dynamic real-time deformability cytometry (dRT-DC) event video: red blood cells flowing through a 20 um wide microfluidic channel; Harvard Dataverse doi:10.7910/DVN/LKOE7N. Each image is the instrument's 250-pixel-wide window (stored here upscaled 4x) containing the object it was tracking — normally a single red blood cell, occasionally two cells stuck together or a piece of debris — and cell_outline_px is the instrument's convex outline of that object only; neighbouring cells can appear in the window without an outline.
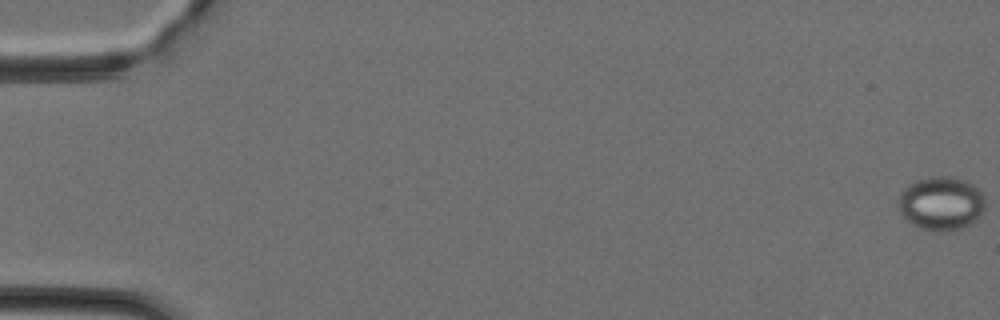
{"species": "Egyptian fruit bat (a non-hibernating species)", "species_latin": "Rousettus aegyptiacus", "temperature_condition": "cold", "stored_images_in_passage": 47, "camera_frame_rate_fps": 3000, "um_per_image_px": 0.085, "animal": {"sex": "female"}, "frame": {"image": 1, "passage_image": 1, "time_ms": 0.0, "image_size_px": [1000, 320], "cell_outline_px": [[984, 212], [980, 220], [972, 224], [960, 228], [940, 232], [936, 232], [920, 228], [912, 224], [900, 212], [900, 192], [908, 184], [916, 180], [932, 176], [956, 176], [972, 184], [984, 196]], "centroid_in_image_um": [80.04, 17.29], "position_along_channel_um": 5.0, "area_um2": 27.4}}
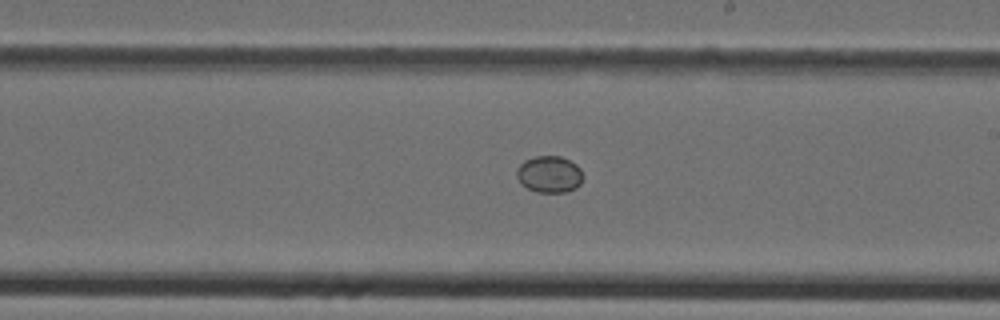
{"frame": {"image": 2, "passage_image": 28, "time_ms": 9.0, "image_size_px": [1000, 320], "cell_outline_px": [[584, 176], [580, 184], [576, 188], [564, 192], [536, 192], [520, 184], [516, 176], [516, 172], [520, 164], [524, 160], [536, 156], [560, 156], [576, 164], [580, 168]], "centroid_in_image_um": [46.69, 14.82], "position_along_channel_um": 242.3, "area_um2": 14.28}}
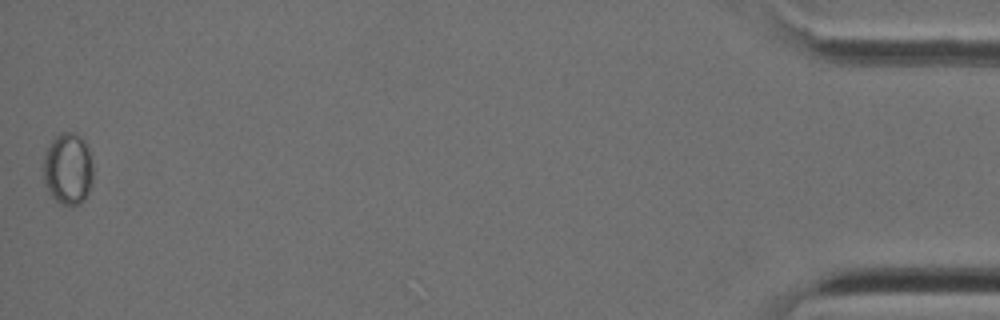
{"frame": {"image": 3, "passage_image": 47, "time_ms": 15.333, "image_size_px": [1000, 320], "cell_outline_px": [[92, 188], [84, 200], [80, 204], [60, 204], [48, 192], [44, 184], [44, 156], [52, 140], [60, 132], [72, 132], [80, 136], [84, 140], [88, 148], [92, 164]], "centroid_in_image_um": [5.79, 14.36], "position_along_channel_um": 429.4, "area_um2": 20.87}}